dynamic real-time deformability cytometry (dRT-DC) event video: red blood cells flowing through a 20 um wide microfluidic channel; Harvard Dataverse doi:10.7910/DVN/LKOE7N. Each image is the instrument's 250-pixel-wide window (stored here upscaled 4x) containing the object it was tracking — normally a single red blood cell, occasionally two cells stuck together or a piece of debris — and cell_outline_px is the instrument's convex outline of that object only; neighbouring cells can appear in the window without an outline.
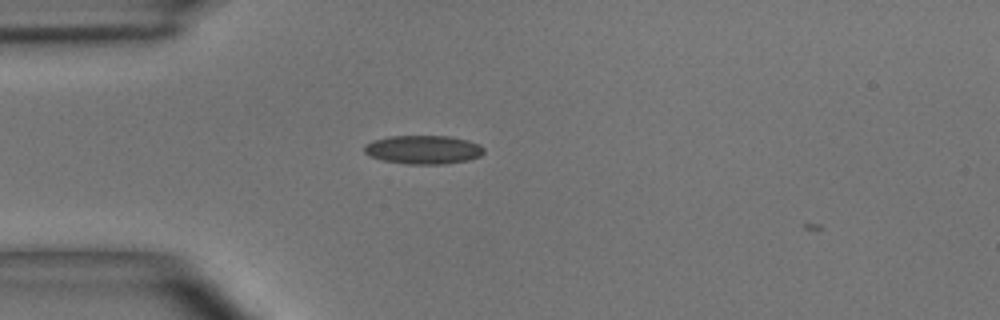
{"species": "common noctule bat (a hibernating species)", "species_latin": "Nyctalus noctula", "temperature_condition": "room temperature", "stored_images_in_passage": 39, "camera_frame_rate_fps": 3000, "um_per_image_px": 0.085, "animal": {"sex": "male", "body_mass_g": 15.6}, "frame": {"image": 1, "passage_image": 6, "time_ms": 1.667, "image_size_px": [1000, 320], "cell_outline_px": [[484, 152], [480, 156], [468, 160], [444, 164], [408, 164], [384, 160], [368, 156], [364, 152], [364, 144], [372, 140], [388, 136], [448, 136], [468, 140], [480, 144], [484, 148]], "centroid_in_image_um": [35.97, 12.71], "position_along_channel_um": 49.0, "area_um2": 20.11}}
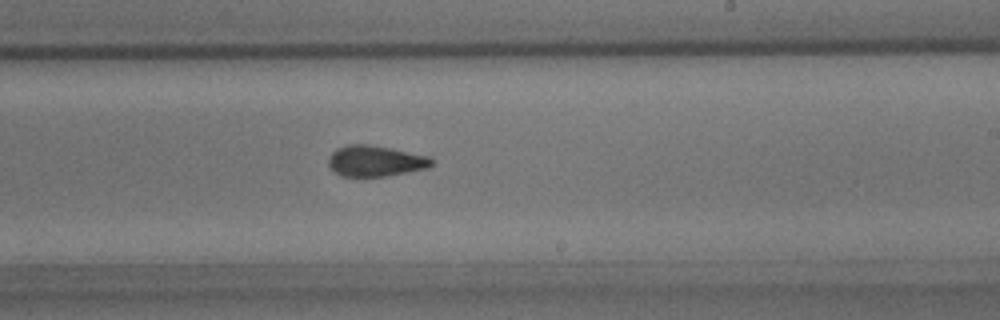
{"frame": {"image": 2, "passage_image": 22, "time_ms": 7.0, "image_size_px": [1000, 320], "cell_outline_px": [[432, 164], [428, 168], [384, 176], [340, 176], [328, 164], [328, 156], [336, 148], [348, 144], [368, 144], [428, 156], [432, 160]], "centroid_in_image_um": [31.86, 13.68], "position_along_channel_um": 257.1, "area_um2": 18.32}}
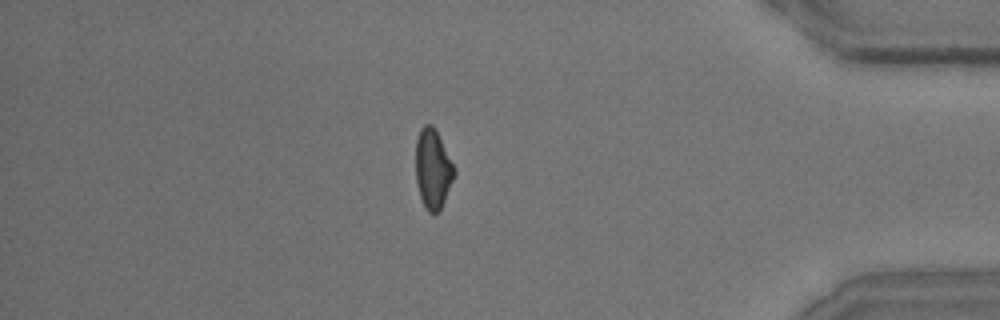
{"frame": {"image": 3, "passage_image": 35, "time_ms": 11.333, "image_size_px": [1000, 320], "cell_outline_px": [[456, 176], [440, 212], [432, 216], [424, 208], [420, 196], [416, 180], [416, 140], [420, 128], [424, 124], [432, 124], [436, 128], [456, 172]], "centroid_in_image_um": [36.8, 14.4], "position_along_channel_um": 398.4, "area_um2": 18.32}}